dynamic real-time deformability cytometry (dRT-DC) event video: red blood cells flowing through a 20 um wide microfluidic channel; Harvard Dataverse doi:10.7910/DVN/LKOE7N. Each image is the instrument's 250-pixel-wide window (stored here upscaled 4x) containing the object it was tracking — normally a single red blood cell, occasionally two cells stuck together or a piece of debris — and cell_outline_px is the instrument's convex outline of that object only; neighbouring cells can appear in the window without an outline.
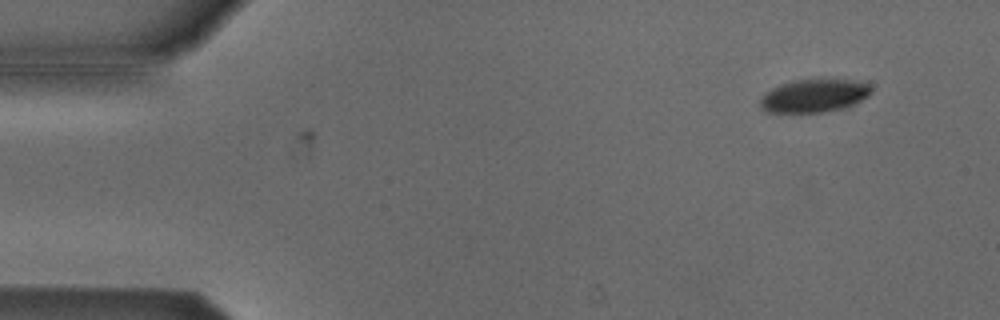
{"species": "Egyptian fruit bat (a non-hibernating species)", "species_latin": "Rousettus aegyptiacus", "temperature_condition": "cold", "stored_images_in_passage": 2, "camera_frame_rate_fps": 3000, "um_per_image_px": 0.085, "animal": {"sex": "male"}, "frame": {"image": 1, "passage_image": 2, "time_ms": 0.333, "image_size_px": [1000, 320], "cell_outline_px": [[872, 92], [868, 96], [844, 108], [820, 112], [768, 112], [760, 108], [760, 100], [764, 92], [780, 84], [792, 80], [820, 76], [832, 76], [868, 80], [872, 88]], "centroid_in_image_um": [69.28, 8.04], "position_along_channel_um": 15.7, "area_um2": 22.77}}